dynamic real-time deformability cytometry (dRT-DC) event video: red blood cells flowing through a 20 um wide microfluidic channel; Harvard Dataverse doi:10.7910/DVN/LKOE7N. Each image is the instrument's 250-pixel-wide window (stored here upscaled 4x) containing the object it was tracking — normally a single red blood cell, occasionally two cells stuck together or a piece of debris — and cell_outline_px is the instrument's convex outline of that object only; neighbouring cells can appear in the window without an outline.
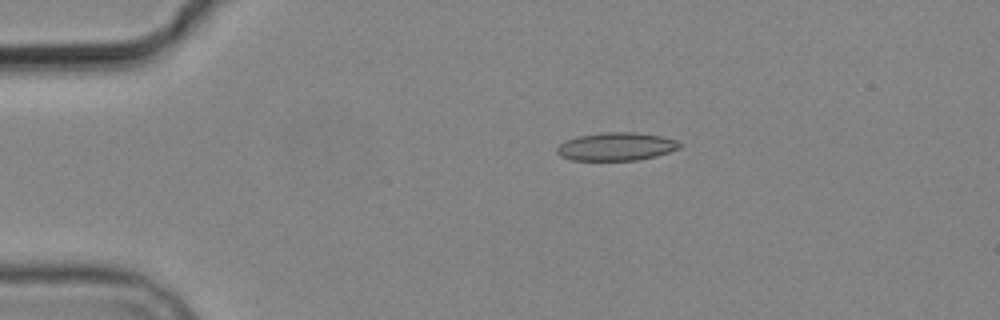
{"species": "common noctule bat (a hibernating species)", "species_latin": "Nyctalus noctula", "temperature_condition": "cold", "stored_images_in_passage": 6, "camera_frame_rate_fps": 3000, "um_per_image_px": 0.085, "animal": {"sex": "male", "body_mass_g": 19.2, "forearm_length_mm": 51.8}, "frame": {"image": 1, "passage_image": 4, "time_ms": 3.333, "image_size_px": [1000, 320], "cell_outline_px": [[680, 148], [656, 156], [636, 160], [572, 160], [560, 156], [556, 152], [556, 148], [560, 144], [568, 140], [580, 136], [604, 132], [636, 132], [664, 136], [676, 140], [680, 144]], "centroid_in_image_um": [52.4, 12.45], "position_along_channel_um": 32.6, "area_um2": 20.0}}
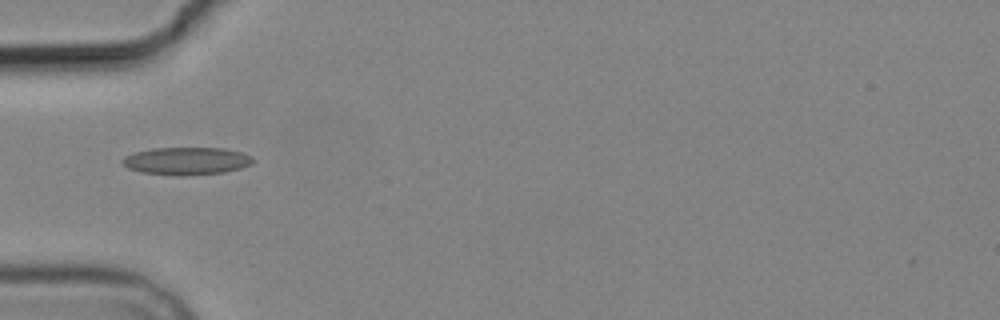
{"frame": {"image": 2, "passage_image": 6, "time_ms": 5.667, "image_size_px": [1000, 320], "cell_outline_px": [[256, 160], [252, 164], [240, 168], [224, 172], [184, 176], [140, 172], [128, 168], [120, 160], [124, 156], [136, 152], [152, 148], [224, 148], [240, 152], [252, 156]], "centroid_in_image_um": [15.87, 13.68], "position_along_channel_um": 69.1, "area_um2": 21.04}}